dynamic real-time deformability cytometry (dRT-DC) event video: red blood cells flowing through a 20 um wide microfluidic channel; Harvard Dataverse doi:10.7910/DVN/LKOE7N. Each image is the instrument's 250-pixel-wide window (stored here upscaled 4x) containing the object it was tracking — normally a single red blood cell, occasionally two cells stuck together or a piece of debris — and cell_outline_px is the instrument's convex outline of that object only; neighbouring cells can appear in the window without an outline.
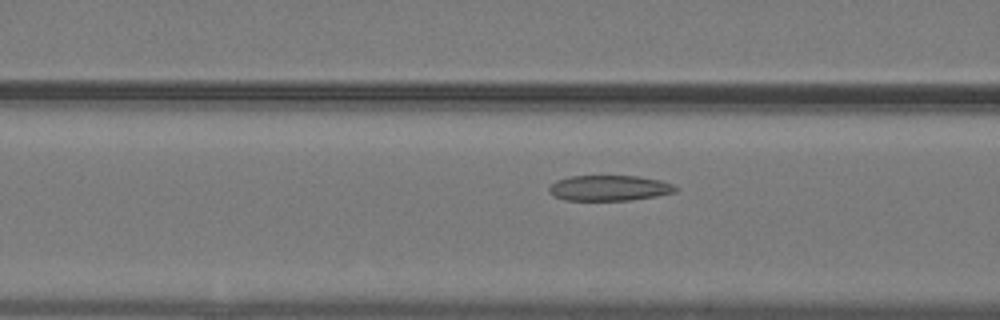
{"species": "common noctule bat (a hibernating species)", "species_latin": "Nyctalus noctula", "temperature_condition": "warm", "stored_images_in_passage": 37, "camera_frame_rate_fps": 3000, "um_per_image_px": 0.085, "animal": {"sex": "male", "body_mass_g": 19.2, "forearm_length_mm": 51.8}, "frame": {"image": 1, "passage_image": 7, "time_ms": 2.0, "image_size_px": [1000, 320], "cell_outline_px": [[680, 188], [676, 192], [656, 196], [632, 200], [564, 200], [552, 196], [548, 192], [548, 188], [556, 180], [572, 176], [636, 176], [660, 180], [672, 184]], "centroid_in_image_um": [51.78, 15.99], "position_along_channel_um": 114.8, "area_um2": 18.9}}
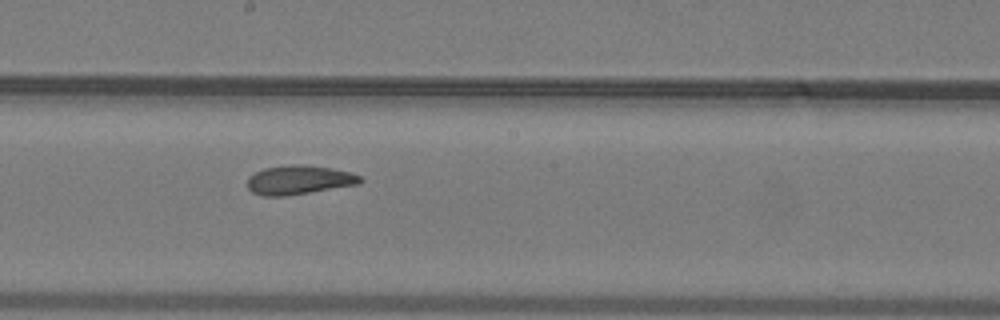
{"frame": {"image": 2, "passage_image": 15, "time_ms": 4.667, "image_size_px": [1000, 320], "cell_outline_px": [[364, 180], [360, 184], [284, 196], [264, 196], [252, 192], [248, 188], [248, 176], [264, 168], [292, 164], [300, 164], [332, 168], [352, 172], [360, 176]], "centroid_in_image_um": [25.44, 15.29], "position_along_channel_um": 222.8, "area_um2": 19.13}}
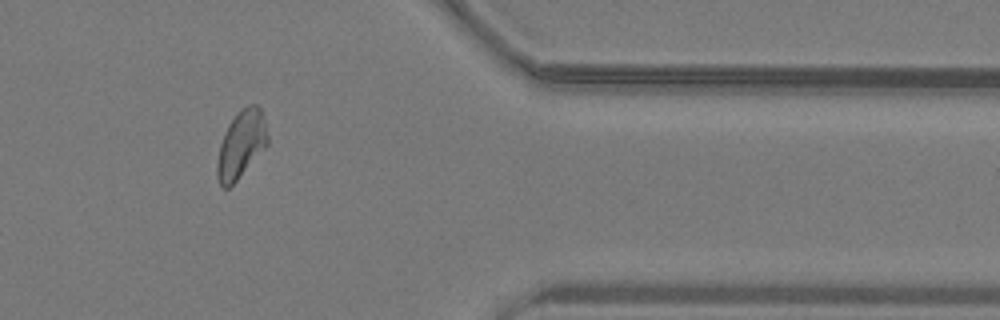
{"frame": {"image": 3, "passage_image": 29, "time_ms": 9.333, "image_size_px": [1000, 320], "cell_outline_px": [[268, 144], [236, 180], [228, 188], [224, 188], [220, 184], [216, 176], [216, 164], [220, 144], [224, 132], [228, 124], [236, 112], [248, 104], [256, 104], [260, 108], [264, 120], [268, 136]], "centroid_in_image_um": [20.47, 12.25], "position_along_channel_um": 390.9, "area_um2": 19.71}, "authors_computed_cell_mechanics": {"area_um2": 19.363, "velocity_mm_per_s": 4.0435, "shape_relaxation_time_tau1_ms": 10.062, "shape_relaxation_time_tau2_ms": 1.1696, "deformation_change_tau1": 0.1979, "deformation_change_tau2": 0.0714}}